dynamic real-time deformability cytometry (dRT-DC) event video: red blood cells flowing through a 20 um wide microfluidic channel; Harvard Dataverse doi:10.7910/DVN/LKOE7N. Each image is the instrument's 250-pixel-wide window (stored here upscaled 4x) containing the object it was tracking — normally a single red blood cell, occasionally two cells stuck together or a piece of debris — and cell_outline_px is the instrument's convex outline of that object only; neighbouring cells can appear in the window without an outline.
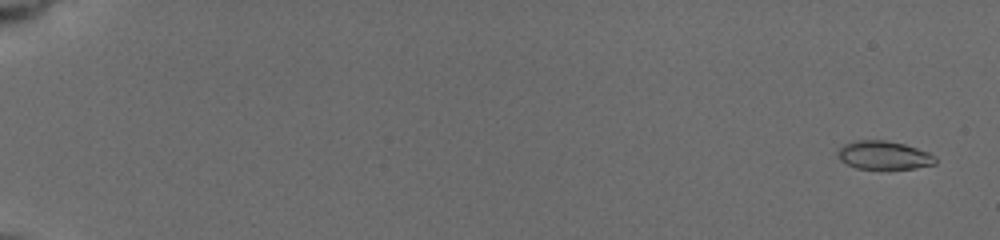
{"species": "common noctule bat (a hibernating species)", "species_latin": "Nyctalus noctula", "temperature_condition": "cold", "stored_images_in_passage": 11, "camera_frame_rate_fps": 3000, "um_per_image_px": 0.085, "animal": {"sex": "female", "body_mass_g": 19.5, "forearm_length_mm": 54.1}, "frame": {"image": 1, "passage_image": 1, "time_ms": 0.0, "image_size_px": [1000, 240], "cell_outline_px": [[936, 164], [912, 168], [856, 168], [840, 160], [836, 156], [836, 152], [844, 144], [856, 140], [884, 140], [904, 144], [928, 152], [936, 156]], "centroid_in_image_um": [75.1, 13.18], "position_along_channel_um": 9.9, "area_um2": 16.01}}
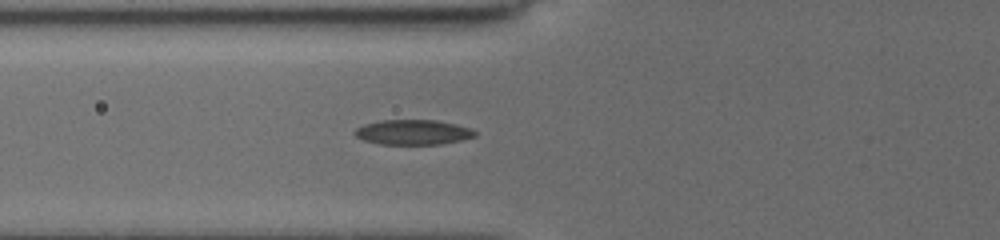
{"frame": {"image": 2, "passage_image": 7, "time_ms": 7.0, "image_size_px": [1000, 240], "cell_outline_px": [[476, 136], [460, 140], [440, 144], [376, 144], [364, 140], [356, 136], [352, 132], [356, 128], [364, 124], [380, 120], [436, 120], [456, 124], [472, 128], [476, 132]], "centroid_in_image_um": [35.09, 11.23], "position_along_channel_um": 90.7, "area_um2": 17.57}}
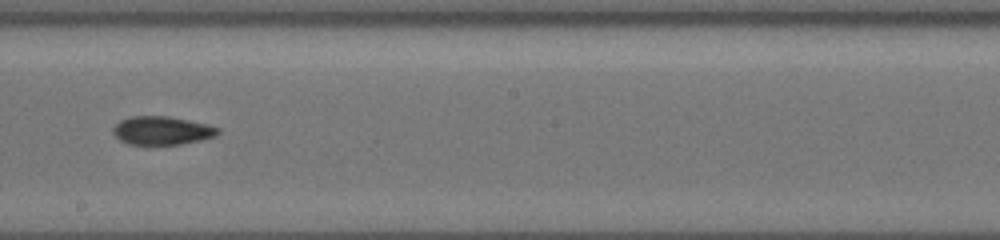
{"frame": {"image": 3, "passage_image": 11, "time_ms": 10.667, "image_size_px": [1000, 240], "cell_outline_px": [[220, 132], [216, 136], [200, 140], [180, 144], [128, 144], [120, 140], [112, 132], [112, 128], [120, 120], [132, 116], [168, 116], [208, 124], [220, 128]], "centroid_in_image_um": [13.77, 11.09], "position_along_channel_um": 234.4, "area_um2": 17.34}}